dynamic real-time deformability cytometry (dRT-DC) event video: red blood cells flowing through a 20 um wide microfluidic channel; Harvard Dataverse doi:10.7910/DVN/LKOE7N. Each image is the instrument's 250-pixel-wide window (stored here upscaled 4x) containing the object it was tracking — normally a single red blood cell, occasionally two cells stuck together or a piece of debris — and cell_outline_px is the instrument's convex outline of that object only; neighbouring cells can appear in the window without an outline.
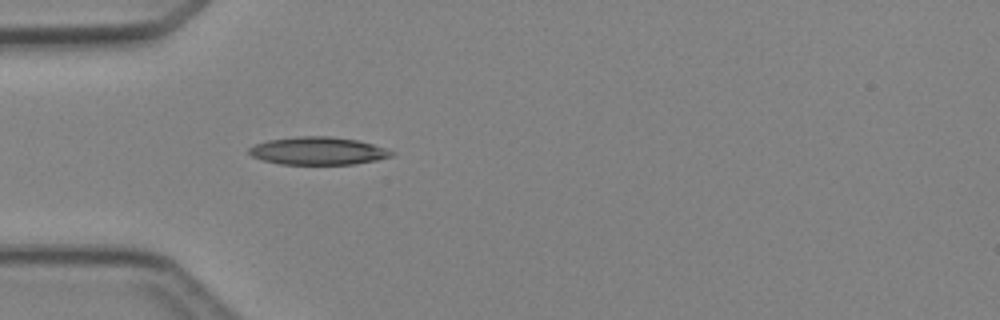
{"species": "Egyptian fruit bat (a non-hibernating species)", "species_latin": "Rousettus aegyptiacus", "temperature_condition": "cold", "stored_images_in_passage": 4, "camera_frame_rate_fps": 3000, "um_per_image_px": 0.085, "animal": {"sex": "female"}, "frame": {"image": 1, "passage_image": 4, "time_ms": 3.667, "image_size_px": [1000, 320], "cell_outline_px": [[396, 152], [392, 156], [376, 160], [352, 164], [280, 164], [264, 160], [252, 156], [248, 152], [248, 148], [256, 144], [268, 140], [296, 136], [328, 136], [356, 140], [372, 144]], "centroid_in_image_um": [27.02, 12.82], "position_along_channel_um": 58.0, "area_um2": 22.89}}